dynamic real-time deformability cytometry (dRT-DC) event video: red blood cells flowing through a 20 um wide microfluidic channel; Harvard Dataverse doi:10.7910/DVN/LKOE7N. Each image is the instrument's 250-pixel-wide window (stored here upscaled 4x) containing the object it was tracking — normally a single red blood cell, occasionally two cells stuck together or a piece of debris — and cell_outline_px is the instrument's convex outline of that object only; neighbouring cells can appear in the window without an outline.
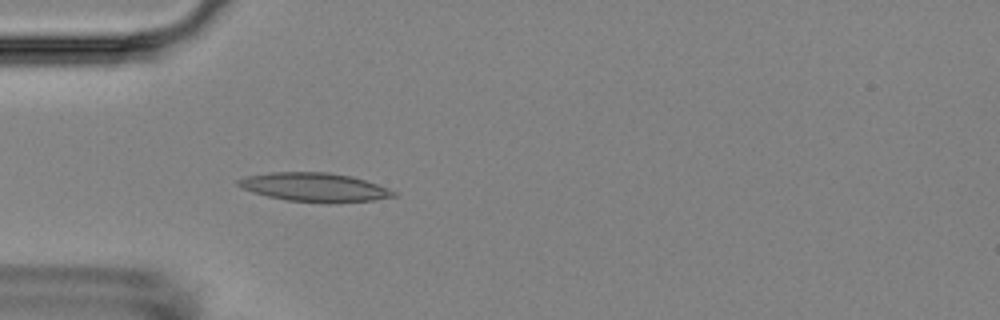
{"species": "Egyptian fruit bat (a non-hibernating species)", "species_latin": "Rousettus aegyptiacus", "temperature_condition": "room temperature", "stored_images_in_passage": 4, "camera_frame_rate_fps": 3000, "um_per_image_px": 0.085, "animal": {"sex": "female"}, "frame": {"image": 1, "passage_image": 4, "time_ms": 3.333, "image_size_px": [1000, 320], "cell_outline_px": [[396, 196], [372, 200], [328, 204], [288, 200], [268, 196], [252, 192], [236, 184], [236, 180], [244, 176], [268, 172], [328, 172], [352, 176], [388, 188], [396, 192]], "centroid_in_image_um": [26.71, 15.91], "position_along_channel_um": 58.3, "area_um2": 26.18}}